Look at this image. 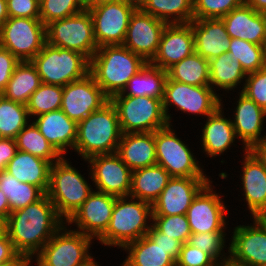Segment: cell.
<instances>
[{"instance_id": "obj_1", "label": "cell", "mask_w": 266, "mask_h": 266, "mask_svg": "<svg viewBox=\"0 0 266 266\" xmlns=\"http://www.w3.org/2000/svg\"><path fill=\"white\" fill-rule=\"evenodd\" d=\"M64 224L45 193L36 202L9 214L6 233L19 255L34 258Z\"/></svg>"}, {"instance_id": "obj_2", "label": "cell", "mask_w": 266, "mask_h": 266, "mask_svg": "<svg viewBox=\"0 0 266 266\" xmlns=\"http://www.w3.org/2000/svg\"><path fill=\"white\" fill-rule=\"evenodd\" d=\"M147 62L123 45L102 46L90 59L89 73L97 85L111 98L121 93L129 79Z\"/></svg>"}, {"instance_id": "obj_3", "label": "cell", "mask_w": 266, "mask_h": 266, "mask_svg": "<svg viewBox=\"0 0 266 266\" xmlns=\"http://www.w3.org/2000/svg\"><path fill=\"white\" fill-rule=\"evenodd\" d=\"M122 132L115 106L109 101L78 122L74 153L83 160L95 155L116 153Z\"/></svg>"}, {"instance_id": "obj_4", "label": "cell", "mask_w": 266, "mask_h": 266, "mask_svg": "<svg viewBox=\"0 0 266 266\" xmlns=\"http://www.w3.org/2000/svg\"><path fill=\"white\" fill-rule=\"evenodd\" d=\"M152 222L151 203L130 196L116 197L109 226L97 240L98 244L122 249L126 244L145 236Z\"/></svg>"}, {"instance_id": "obj_5", "label": "cell", "mask_w": 266, "mask_h": 266, "mask_svg": "<svg viewBox=\"0 0 266 266\" xmlns=\"http://www.w3.org/2000/svg\"><path fill=\"white\" fill-rule=\"evenodd\" d=\"M62 157L51 165L47 196L54 204L57 214L66 222L93 192L94 186L90 170L88 179L78 167L72 166L71 160ZM81 172V173H80ZM91 184V185H90Z\"/></svg>"}, {"instance_id": "obj_6", "label": "cell", "mask_w": 266, "mask_h": 266, "mask_svg": "<svg viewBox=\"0 0 266 266\" xmlns=\"http://www.w3.org/2000/svg\"><path fill=\"white\" fill-rule=\"evenodd\" d=\"M94 241L65 223L33 258V266H85L95 258Z\"/></svg>"}, {"instance_id": "obj_7", "label": "cell", "mask_w": 266, "mask_h": 266, "mask_svg": "<svg viewBox=\"0 0 266 266\" xmlns=\"http://www.w3.org/2000/svg\"><path fill=\"white\" fill-rule=\"evenodd\" d=\"M41 82L64 87L89 74L90 60L83 54L45 43L31 60Z\"/></svg>"}, {"instance_id": "obj_8", "label": "cell", "mask_w": 266, "mask_h": 266, "mask_svg": "<svg viewBox=\"0 0 266 266\" xmlns=\"http://www.w3.org/2000/svg\"><path fill=\"white\" fill-rule=\"evenodd\" d=\"M173 124L154 132L157 164L162 166L171 177L211 178L204 171L193 149L182 141Z\"/></svg>"}, {"instance_id": "obj_9", "label": "cell", "mask_w": 266, "mask_h": 266, "mask_svg": "<svg viewBox=\"0 0 266 266\" xmlns=\"http://www.w3.org/2000/svg\"><path fill=\"white\" fill-rule=\"evenodd\" d=\"M222 101L223 97L218 95L211 86H193L173 81L167 77L162 102L169 124L174 122V119L172 120L173 114L170 113L169 108L172 110L175 107V112L180 111V114H188L187 116L192 114L205 119L221 107Z\"/></svg>"}, {"instance_id": "obj_10", "label": "cell", "mask_w": 266, "mask_h": 266, "mask_svg": "<svg viewBox=\"0 0 266 266\" xmlns=\"http://www.w3.org/2000/svg\"><path fill=\"white\" fill-rule=\"evenodd\" d=\"M163 99L149 96H112L122 134L155 132L169 123L163 110Z\"/></svg>"}, {"instance_id": "obj_11", "label": "cell", "mask_w": 266, "mask_h": 266, "mask_svg": "<svg viewBox=\"0 0 266 266\" xmlns=\"http://www.w3.org/2000/svg\"><path fill=\"white\" fill-rule=\"evenodd\" d=\"M46 42L58 48L77 51L89 60L99 48L88 10L47 24Z\"/></svg>"}, {"instance_id": "obj_12", "label": "cell", "mask_w": 266, "mask_h": 266, "mask_svg": "<svg viewBox=\"0 0 266 266\" xmlns=\"http://www.w3.org/2000/svg\"><path fill=\"white\" fill-rule=\"evenodd\" d=\"M46 43L41 19L9 17L0 27V46L20 61H31Z\"/></svg>"}, {"instance_id": "obj_13", "label": "cell", "mask_w": 266, "mask_h": 266, "mask_svg": "<svg viewBox=\"0 0 266 266\" xmlns=\"http://www.w3.org/2000/svg\"><path fill=\"white\" fill-rule=\"evenodd\" d=\"M138 7L125 0L103 2L87 9L98 47L122 45L130 17Z\"/></svg>"}, {"instance_id": "obj_14", "label": "cell", "mask_w": 266, "mask_h": 266, "mask_svg": "<svg viewBox=\"0 0 266 266\" xmlns=\"http://www.w3.org/2000/svg\"><path fill=\"white\" fill-rule=\"evenodd\" d=\"M251 219L229 229L227 266L266 265V226L257 217Z\"/></svg>"}, {"instance_id": "obj_15", "label": "cell", "mask_w": 266, "mask_h": 266, "mask_svg": "<svg viewBox=\"0 0 266 266\" xmlns=\"http://www.w3.org/2000/svg\"><path fill=\"white\" fill-rule=\"evenodd\" d=\"M210 181L194 198L187 210L186 216L190 225L191 233L204 232H227L229 220L227 219L228 208L224 202L226 194L217 192L216 186ZM215 187V188H214ZM228 210V211H226ZM227 230V231H226Z\"/></svg>"}, {"instance_id": "obj_16", "label": "cell", "mask_w": 266, "mask_h": 266, "mask_svg": "<svg viewBox=\"0 0 266 266\" xmlns=\"http://www.w3.org/2000/svg\"><path fill=\"white\" fill-rule=\"evenodd\" d=\"M84 162L90 170L94 190L116 197L129 196L132 171L116 153L95 155Z\"/></svg>"}, {"instance_id": "obj_17", "label": "cell", "mask_w": 266, "mask_h": 266, "mask_svg": "<svg viewBox=\"0 0 266 266\" xmlns=\"http://www.w3.org/2000/svg\"><path fill=\"white\" fill-rule=\"evenodd\" d=\"M115 201L116 196L93 190L65 223L96 241L109 226Z\"/></svg>"}, {"instance_id": "obj_18", "label": "cell", "mask_w": 266, "mask_h": 266, "mask_svg": "<svg viewBox=\"0 0 266 266\" xmlns=\"http://www.w3.org/2000/svg\"><path fill=\"white\" fill-rule=\"evenodd\" d=\"M110 98L97 85L89 73L82 79L63 87L60 109L77 123L92 112L101 109Z\"/></svg>"}, {"instance_id": "obj_19", "label": "cell", "mask_w": 266, "mask_h": 266, "mask_svg": "<svg viewBox=\"0 0 266 266\" xmlns=\"http://www.w3.org/2000/svg\"><path fill=\"white\" fill-rule=\"evenodd\" d=\"M166 25L138 7L130 17L122 45L150 63L158 52L161 34Z\"/></svg>"}, {"instance_id": "obj_20", "label": "cell", "mask_w": 266, "mask_h": 266, "mask_svg": "<svg viewBox=\"0 0 266 266\" xmlns=\"http://www.w3.org/2000/svg\"><path fill=\"white\" fill-rule=\"evenodd\" d=\"M238 93V94H237ZM235 104L231 116L235 135L242 144V152L250 150L256 143L266 138V111L241 92H236ZM265 125V126H263ZM265 134V135H264Z\"/></svg>"}, {"instance_id": "obj_21", "label": "cell", "mask_w": 266, "mask_h": 266, "mask_svg": "<svg viewBox=\"0 0 266 266\" xmlns=\"http://www.w3.org/2000/svg\"><path fill=\"white\" fill-rule=\"evenodd\" d=\"M212 179L171 177L152 204L153 215L186 214L194 198Z\"/></svg>"}, {"instance_id": "obj_22", "label": "cell", "mask_w": 266, "mask_h": 266, "mask_svg": "<svg viewBox=\"0 0 266 266\" xmlns=\"http://www.w3.org/2000/svg\"><path fill=\"white\" fill-rule=\"evenodd\" d=\"M241 158V184L238 190L243 197L241 199L247 205L245 210H248L249 218L259 217L266 213V167L250 150H246Z\"/></svg>"}, {"instance_id": "obj_23", "label": "cell", "mask_w": 266, "mask_h": 266, "mask_svg": "<svg viewBox=\"0 0 266 266\" xmlns=\"http://www.w3.org/2000/svg\"><path fill=\"white\" fill-rule=\"evenodd\" d=\"M224 101L221 102V107L213 114L209 115L204 119L203 123L200 122L201 131L199 142L201 146V151L205 153V157H209L210 159H214L226 155L228 150H231L236 145L234 143L239 142L236 140L237 137L235 135L233 123L229 114H224V110H226ZM226 152V154H225Z\"/></svg>"}, {"instance_id": "obj_24", "label": "cell", "mask_w": 266, "mask_h": 266, "mask_svg": "<svg viewBox=\"0 0 266 266\" xmlns=\"http://www.w3.org/2000/svg\"><path fill=\"white\" fill-rule=\"evenodd\" d=\"M194 52L191 23L167 24L161 34L158 52L150 63L167 71L175 63Z\"/></svg>"}, {"instance_id": "obj_25", "label": "cell", "mask_w": 266, "mask_h": 266, "mask_svg": "<svg viewBox=\"0 0 266 266\" xmlns=\"http://www.w3.org/2000/svg\"><path fill=\"white\" fill-rule=\"evenodd\" d=\"M31 121L62 157H66L69 150L74 151L78 123L61 109L38 115Z\"/></svg>"}, {"instance_id": "obj_26", "label": "cell", "mask_w": 266, "mask_h": 266, "mask_svg": "<svg viewBox=\"0 0 266 266\" xmlns=\"http://www.w3.org/2000/svg\"><path fill=\"white\" fill-rule=\"evenodd\" d=\"M230 38L263 45L266 37V14L256 12L246 3L221 18Z\"/></svg>"}, {"instance_id": "obj_27", "label": "cell", "mask_w": 266, "mask_h": 266, "mask_svg": "<svg viewBox=\"0 0 266 266\" xmlns=\"http://www.w3.org/2000/svg\"><path fill=\"white\" fill-rule=\"evenodd\" d=\"M195 52L210 61L229 50L231 38L222 19H196L191 22Z\"/></svg>"}, {"instance_id": "obj_28", "label": "cell", "mask_w": 266, "mask_h": 266, "mask_svg": "<svg viewBox=\"0 0 266 266\" xmlns=\"http://www.w3.org/2000/svg\"><path fill=\"white\" fill-rule=\"evenodd\" d=\"M116 154L131 171L156 165L154 132L122 134Z\"/></svg>"}, {"instance_id": "obj_29", "label": "cell", "mask_w": 266, "mask_h": 266, "mask_svg": "<svg viewBox=\"0 0 266 266\" xmlns=\"http://www.w3.org/2000/svg\"><path fill=\"white\" fill-rule=\"evenodd\" d=\"M247 74L241 67L238 60H235L230 53H223L209 61L210 86L216 92L225 91L220 96L228 98L227 93L241 92ZM242 86V87H241ZM225 94V95H224Z\"/></svg>"}, {"instance_id": "obj_30", "label": "cell", "mask_w": 266, "mask_h": 266, "mask_svg": "<svg viewBox=\"0 0 266 266\" xmlns=\"http://www.w3.org/2000/svg\"><path fill=\"white\" fill-rule=\"evenodd\" d=\"M51 165L49 161L17 150L15 156L7 164L5 171L19 182L37 186L45 194L49 188Z\"/></svg>"}, {"instance_id": "obj_31", "label": "cell", "mask_w": 266, "mask_h": 266, "mask_svg": "<svg viewBox=\"0 0 266 266\" xmlns=\"http://www.w3.org/2000/svg\"><path fill=\"white\" fill-rule=\"evenodd\" d=\"M170 178L169 173L158 164L134 170L129 196L153 204Z\"/></svg>"}, {"instance_id": "obj_32", "label": "cell", "mask_w": 266, "mask_h": 266, "mask_svg": "<svg viewBox=\"0 0 266 266\" xmlns=\"http://www.w3.org/2000/svg\"><path fill=\"white\" fill-rule=\"evenodd\" d=\"M167 77L168 73L166 70L147 63L129 79L121 93L113 96H149L163 99Z\"/></svg>"}, {"instance_id": "obj_33", "label": "cell", "mask_w": 266, "mask_h": 266, "mask_svg": "<svg viewBox=\"0 0 266 266\" xmlns=\"http://www.w3.org/2000/svg\"><path fill=\"white\" fill-rule=\"evenodd\" d=\"M41 79L31 61H20L1 95L24 105L41 85Z\"/></svg>"}, {"instance_id": "obj_34", "label": "cell", "mask_w": 266, "mask_h": 266, "mask_svg": "<svg viewBox=\"0 0 266 266\" xmlns=\"http://www.w3.org/2000/svg\"><path fill=\"white\" fill-rule=\"evenodd\" d=\"M127 253L130 266H176L168 251L155 244L147 235L126 244L120 251Z\"/></svg>"}, {"instance_id": "obj_35", "label": "cell", "mask_w": 266, "mask_h": 266, "mask_svg": "<svg viewBox=\"0 0 266 266\" xmlns=\"http://www.w3.org/2000/svg\"><path fill=\"white\" fill-rule=\"evenodd\" d=\"M139 8L166 24L190 23L193 0H144Z\"/></svg>"}, {"instance_id": "obj_36", "label": "cell", "mask_w": 266, "mask_h": 266, "mask_svg": "<svg viewBox=\"0 0 266 266\" xmlns=\"http://www.w3.org/2000/svg\"><path fill=\"white\" fill-rule=\"evenodd\" d=\"M167 73L173 81L193 86H210L209 61L196 52L175 63Z\"/></svg>"}, {"instance_id": "obj_37", "label": "cell", "mask_w": 266, "mask_h": 266, "mask_svg": "<svg viewBox=\"0 0 266 266\" xmlns=\"http://www.w3.org/2000/svg\"><path fill=\"white\" fill-rule=\"evenodd\" d=\"M0 190L8 198L10 213L36 202L44 195L37 186L19 182L5 170H0Z\"/></svg>"}, {"instance_id": "obj_38", "label": "cell", "mask_w": 266, "mask_h": 266, "mask_svg": "<svg viewBox=\"0 0 266 266\" xmlns=\"http://www.w3.org/2000/svg\"><path fill=\"white\" fill-rule=\"evenodd\" d=\"M17 150L30 153L51 164L59 161L62 156L50 145L31 121L15 138Z\"/></svg>"}, {"instance_id": "obj_39", "label": "cell", "mask_w": 266, "mask_h": 266, "mask_svg": "<svg viewBox=\"0 0 266 266\" xmlns=\"http://www.w3.org/2000/svg\"><path fill=\"white\" fill-rule=\"evenodd\" d=\"M31 122L27 106L0 95V138H12Z\"/></svg>"}, {"instance_id": "obj_40", "label": "cell", "mask_w": 266, "mask_h": 266, "mask_svg": "<svg viewBox=\"0 0 266 266\" xmlns=\"http://www.w3.org/2000/svg\"><path fill=\"white\" fill-rule=\"evenodd\" d=\"M227 234L226 232L191 233L187 243L207 253L219 266H227L229 261V249H227L229 245L226 244L229 242L227 237L229 234Z\"/></svg>"}, {"instance_id": "obj_41", "label": "cell", "mask_w": 266, "mask_h": 266, "mask_svg": "<svg viewBox=\"0 0 266 266\" xmlns=\"http://www.w3.org/2000/svg\"><path fill=\"white\" fill-rule=\"evenodd\" d=\"M228 53L240 62L246 74L266 67L263 45H257L239 38H231Z\"/></svg>"}, {"instance_id": "obj_42", "label": "cell", "mask_w": 266, "mask_h": 266, "mask_svg": "<svg viewBox=\"0 0 266 266\" xmlns=\"http://www.w3.org/2000/svg\"><path fill=\"white\" fill-rule=\"evenodd\" d=\"M62 93V86L41 83L26 105L30 119L60 109Z\"/></svg>"}, {"instance_id": "obj_43", "label": "cell", "mask_w": 266, "mask_h": 266, "mask_svg": "<svg viewBox=\"0 0 266 266\" xmlns=\"http://www.w3.org/2000/svg\"><path fill=\"white\" fill-rule=\"evenodd\" d=\"M152 225L162 234L186 243L191 235L186 214L183 215H153Z\"/></svg>"}, {"instance_id": "obj_44", "label": "cell", "mask_w": 266, "mask_h": 266, "mask_svg": "<svg viewBox=\"0 0 266 266\" xmlns=\"http://www.w3.org/2000/svg\"><path fill=\"white\" fill-rule=\"evenodd\" d=\"M84 10L78 0H40V19L45 26Z\"/></svg>"}, {"instance_id": "obj_45", "label": "cell", "mask_w": 266, "mask_h": 266, "mask_svg": "<svg viewBox=\"0 0 266 266\" xmlns=\"http://www.w3.org/2000/svg\"><path fill=\"white\" fill-rule=\"evenodd\" d=\"M244 3L245 0H193V20L221 19Z\"/></svg>"}, {"instance_id": "obj_46", "label": "cell", "mask_w": 266, "mask_h": 266, "mask_svg": "<svg viewBox=\"0 0 266 266\" xmlns=\"http://www.w3.org/2000/svg\"><path fill=\"white\" fill-rule=\"evenodd\" d=\"M241 93L266 111V67L247 74Z\"/></svg>"}, {"instance_id": "obj_47", "label": "cell", "mask_w": 266, "mask_h": 266, "mask_svg": "<svg viewBox=\"0 0 266 266\" xmlns=\"http://www.w3.org/2000/svg\"><path fill=\"white\" fill-rule=\"evenodd\" d=\"M176 266H219L207 253L191 246L187 242L182 245Z\"/></svg>"}, {"instance_id": "obj_48", "label": "cell", "mask_w": 266, "mask_h": 266, "mask_svg": "<svg viewBox=\"0 0 266 266\" xmlns=\"http://www.w3.org/2000/svg\"><path fill=\"white\" fill-rule=\"evenodd\" d=\"M9 17L40 19V0H6Z\"/></svg>"}, {"instance_id": "obj_49", "label": "cell", "mask_w": 266, "mask_h": 266, "mask_svg": "<svg viewBox=\"0 0 266 266\" xmlns=\"http://www.w3.org/2000/svg\"><path fill=\"white\" fill-rule=\"evenodd\" d=\"M155 244L159 245L176 261L179 258V254L183 243L179 240L173 239L166 234L160 233L153 225L146 234Z\"/></svg>"}, {"instance_id": "obj_50", "label": "cell", "mask_w": 266, "mask_h": 266, "mask_svg": "<svg viewBox=\"0 0 266 266\" xmlns=\"http://www.w3.org/2000/svg\"><path fill=\"white\" fill-rule=\"evenodd\" d=\"M19 62L9 50L0 46V93L5 89Z\"/></svg>"}, {"instance_id": "obj_51", "label": "cell", "mask_w": 266, "mask_h": 266, "mask_svg": "<svg viewBox=\"0 0 266 266\" xmlns=\"http://www.w3.org/2000/svg\"><path fill=\"white\" fill-rule=\"evenodd\" d=\"M17 146L15 139L0 138V170H5L7 164L15 156Z\"/></svg>"}, {"instance_id": "obj_52", "label": "cell", "mask_w": 266, "mask_h": 266, "mask_svg": "<svg viewBox=\"0 0 266 266\" xmlns=\"http://www.w3.org/2000/svg\"><path fill=\"white\" fill-rule=\"evenodd\" d=\"M18 253L13 247V244L7 233L0 237V264L13 260Z\"/></svg>"}, {"instance_id": "obj_53", "label": "cell", "mask_w": 266, "mask_h": 266, "mask_svg": "<svg viewBox=\"0 0 266 266\" xmlns=\"http://www.w3.org/2000/svg\"><path fill=\"white\" fill-rule=\"evenodd\" d=\"M250 151L266 167V138L256 143Z\"/></svg>"}, {"instance_id": "obj_54", "label": "cell", "mask_w": 266, "mask_h": 266, "mask_svg": "<svg viewBox=\"0 0 266 266\" xmlns=\"http://www.w3.org/2000/svg\"><path fill=\"white\" fill-rule=\"evenodd\" d=\"M33 263V258L18 254L13 260L0 264V266H33Z\"/></svg>"}, {"instance_id": "obj_55", "label": "cell", "mask_w": 266, "mask_h": 266, "mask_svg": "<svg viewBox=\"0 0 266 266\" xmlns=\"http://www.w3.org/2000/svg\"><path fill=\"white\" fill-rule=\"evenodd\" d=\"M10 214V205L4 192L0 190V215L7 218Z\"/></svg>"}, {"instance_id": "obj_56", "label": "cell", "mask_w": 266, "mask_h": 266, "mask_svg": "<svg viewBox=\"0 0 266 266\" xmlns=\"http://www.w3.org/2000/svg\"><path fill=\"white\" fill-rule=\"evenodd\" d=\"M245 3L256 12L266 14V0H245Z\"/></svg>"}, {"instance_id": "obj_57", "label": "cell", "mask_w": 266, "mask_h": 266, "mask_svg": "<svg viewBox=\"0 0 266 266\" xmlns=\"http://www.w3.org/2000/svg\"><path fill=\"white\" fill-rule=\"evenodd\" d=\"M8 18L6 0H0V27Z\"/></svg>"}, {"instance_id": "obj_58", "label": "cell", "mask_w": 266, "mask_h": 266, "mask_svg": "<svg viewBox=\"0 0 266 266\" xmlns=\"http://www.w3.org/2000/svg\"><path fill=\"white\" fill-rule=\"evenodd\" d=\"M7 218L0 215V237L6 234Z\"/></svg>"}, {"instance_id": "obj_59", "label": "cell", "mask_w": 266, "mask_h": 266, "mask_svg": "<svg viewBox=\"0 0 266 266\" xmlns=\"http://www.w3.org/2000/svg\"><path fill=\"white\" fill-rule=\"evenodd\" d=\"M78 2L85 10L96 5V0H78Z\"/></svg>"}, {"instance_id": "obj_60", "label": "cell", "mask_w": 266, "mask_h": 266, "mask_svg": "<svg viewBox=\"0 0 266 266\" xmlns=\"http://www.w3.org/2000/svg\"><path fill=\"white\" fill-rule=\"evenodd\" d=\"M97 257H95V258H93L88 264H86L85 266H101L100 264H98V263H100V262H98L97 260Z\"/></svg>"}, {"instance_id": "obj_61", "label": "cell", "mask_w": 266, "mask_h": 266, "mask_svg": "<svg viewBox=\"0 0 266 266\" xmlns=\"http://www.w3.org/2000/svg\"><path fill=\"white\" fill-rule=\"evenodd\" d=\"M125 1L133 3L134 5L139 7L143 3L144 0H125Z\"/></svg>"}, {"instance_id": "obj_62", "label": "cell", "mask_w": 266, "mask_h": 266, "mask_svg": "<svg viewBox=\"0 0 266 266\" xmlns=\"http://www.w3.org/2000/svg\"><path fill=\"white\" fill-rule=\"evenodd\" d=\"M266 226V213L257 217Z\"/></svg>"}, {"instance_id": "obj_63", "label": "cell", "mask_w": 266, "mask_h": 266, "mask_svg": "<svg viewBox=\"0 0 266 266\" xmlns=\"http://www.w3.org/2000/svg\"><path fill=\"white\" fill-rule=\"evenodd\" d=\"M112 1H119V0H96V5L103 2H112Z\"/></svg>"}, {"instance_id": "obj_64", "label": "cell", "mask_w": 266, "mask_h": 266, "mask_svg": "<svg viewBox=\"0 0 266 266\" xmlns=\"http://www.w3.org/2000/svg\"><path fill=\"white\" fill-rule=\"evenodd\" d=\"M263 51H264V58L266 62V37H265L264 44H263Z\"/></svg>"}, {"instance_id": "obj_65", "label": "cell", "mask_w": 266, "mask_h": 266, "mask_svg": "<svg viewBox=\"0 0 266 266\" xmlns=\"http://www.w3.org/2000/svg\"><path fill=\"white\" fill-rule=\"evenodd\" d=\"M120 266H130L125 260H123V262L121 264H119Z\"/></svg>"}]
</instances>
